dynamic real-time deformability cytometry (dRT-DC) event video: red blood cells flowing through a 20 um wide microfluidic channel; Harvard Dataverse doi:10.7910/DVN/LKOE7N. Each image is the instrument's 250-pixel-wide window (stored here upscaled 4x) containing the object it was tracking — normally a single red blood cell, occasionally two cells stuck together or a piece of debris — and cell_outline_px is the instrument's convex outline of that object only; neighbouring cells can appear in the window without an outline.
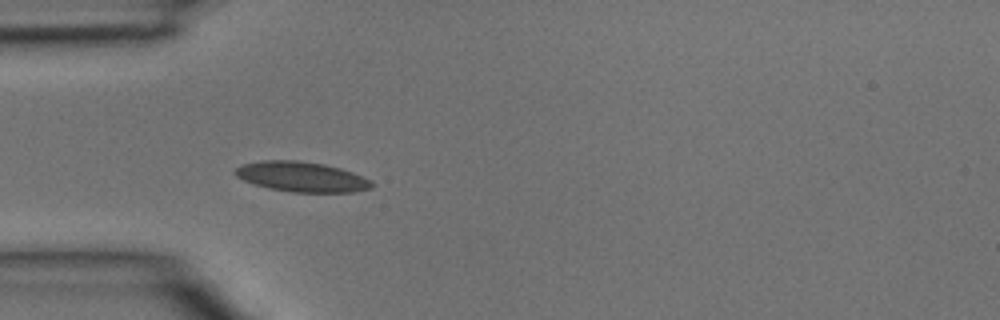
{"species": "common noctule bat (a hibernating species)", "species_latin": "Nyctalus noctula", "temperature_condition": "room temperature", "stored_images_in_passage": 4, "camera_frame_rate_fps": 3000, "um_per_image_px": 0.085, "animal": {"sex": "male", "body_mass_g": 15.6}, "frame": {"image": 1, "passage_image": 4, "time_ms": 1.0, "image_size_px": [1000, 320], "cell_outline_px": [[376, 184], [372, 188], [352, 192], [292, 192], [268, 188], [244, 180], [236, 176], [232, 172], [240, 164], [260, 160], [296, 160], [324, 164], [340, 168], [352, 172], [372, 180]], "centroid_in_image_um": [25.64, 15.02], "position_along_channel_um": 59.4, "area_um2": 24.1}}